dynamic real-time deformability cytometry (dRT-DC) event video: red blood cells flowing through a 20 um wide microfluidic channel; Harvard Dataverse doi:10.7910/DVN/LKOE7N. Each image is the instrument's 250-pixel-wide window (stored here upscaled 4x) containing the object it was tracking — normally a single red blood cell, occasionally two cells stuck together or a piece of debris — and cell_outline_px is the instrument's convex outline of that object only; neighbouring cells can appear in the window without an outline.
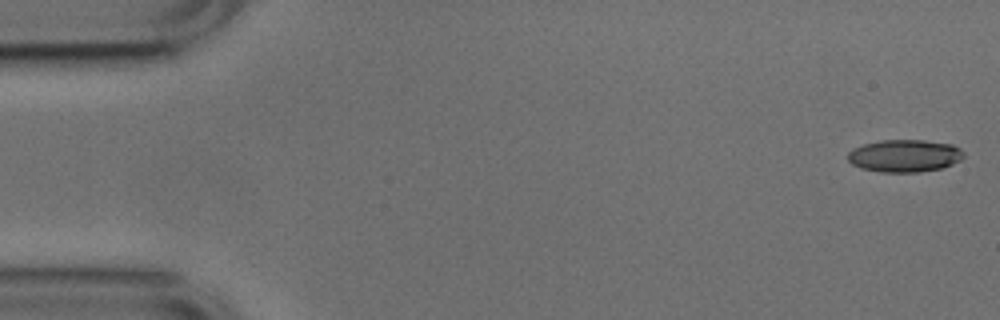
{"species": "common noctule bat (a hibernating species)", "species_latin": "Nyctalus noctula", "temperature_condition": "cold", "stored_images_in_passage": 16, "camera_frame_rate_fps": 3000, "um_per_image_px": 0.085, "animal": {"sex": "male", "body_mass_g": 17.9, "forearm_length_mm": 54.2}, "frame": {"image": 1, "passage_image": 1, "time_ms": 0.0, "image_size_px": [1000, 320], "cell_outline_px": [[964, 156], [960, 160], [952, 164], [940, 168], [920, 172], [880, 172], [860, 168], [852, 164], [848, 160], [848, 152], [852, 148], [864, 144], [880, 140], [924, 140], [952, 144], [960, 148], [964, 152]], "centroid_in_image_um": [76.88, 13.24], "position_along_channel_um": 8.1, "area_um2": 22.02}}
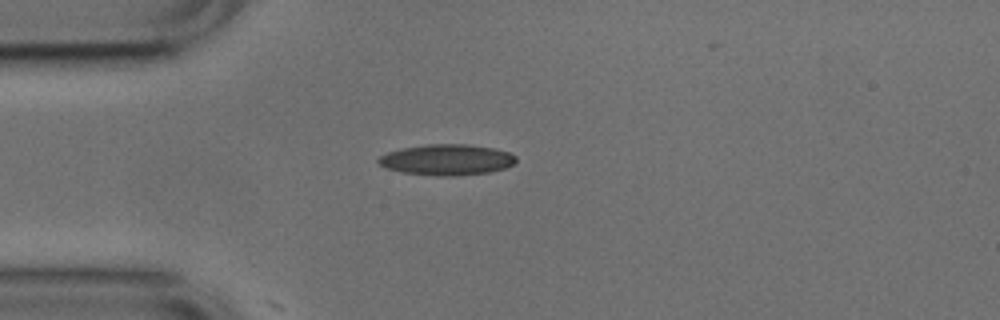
{"frame": {"image": 2, "passage_image": 13, "time_ms": 4.0, "image_size_px": [1000, 320], "cell_outline_px": [[516, 160], [512, 164], [504, 168], [488, 172], [452, 176], [436, 176], [404, 172], [388, 168], [380, 164], [376, 160], [380, 156], [388, 152], [400, 148], [428, 144], [464, 144], [496, 148], [508, 152], [516, 156]], "centroid_in_image_um": [37.97, 13.57], "position_along_channel_um": 47.0, "area_um2": 24.57}}